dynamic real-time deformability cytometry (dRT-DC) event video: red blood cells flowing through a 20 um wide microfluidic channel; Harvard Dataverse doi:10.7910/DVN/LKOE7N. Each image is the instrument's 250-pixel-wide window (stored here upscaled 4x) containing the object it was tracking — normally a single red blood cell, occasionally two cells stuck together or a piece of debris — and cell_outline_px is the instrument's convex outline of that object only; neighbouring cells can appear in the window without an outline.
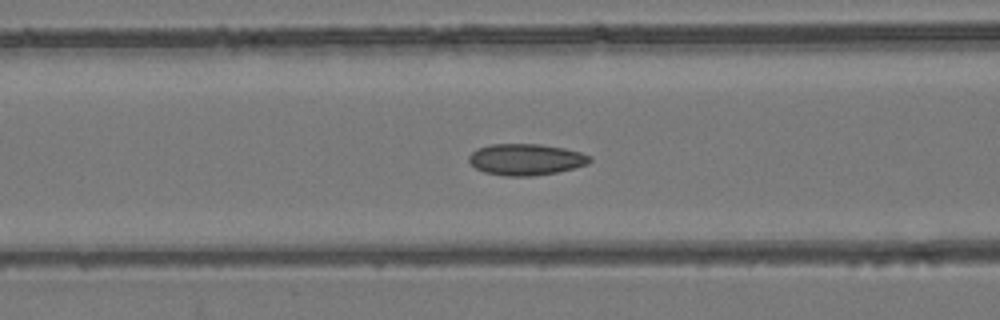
{"species": "common noctule bat (a hibernating species)", "species_latin": "Nyctalus noctula", "temperature_condition": "room temperature", "stored_images_in_passage": 36, "camera_frame_rate_fps": 3000, "um_per_image_px": 0.085, "animal": {"sex": "female", "body_mass_g": 24.6, "forearm_length_mm": 56.2}, "frame": {"image": 1, "passage_image": 7, "time_ms": 2.0, "image_size_px": [1000, 320], "cell_outline_px": [[592, 160], [588, 164], [556, 172], [532, 176], [504, 176], [484, 172], [476, 168], [468, 160], [468, 156], [476, 148], [492, 144], [540, 144], [564, 148], [580, 152], [592, 156]], "centroid_in_image_um": [44.69, 13.55], "position_along_channel_um": 121.9, "area_um2": 22.14}}
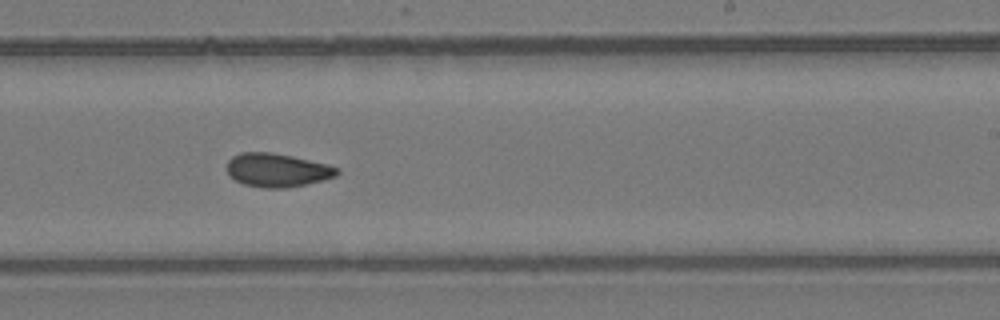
{"frame": {"image": 2, "passage_image": 18, "time_ms": 5.667, "image_size_px": [1000, 320], "cell_outline_px": [[340, 172], [336, 176], [324, 180], [308, 184], [288, 188], [264, 188], [244, 184], [236, 180], [228, 172], [228, 160], [232, 156], [240, 152], [272, 152], [292, 156], [328, 164], [340, 168]], "centroid_in_image_um": [23.61, 14.46], "position_along_channel_um": 265.4, "area_um2": 21.68}}
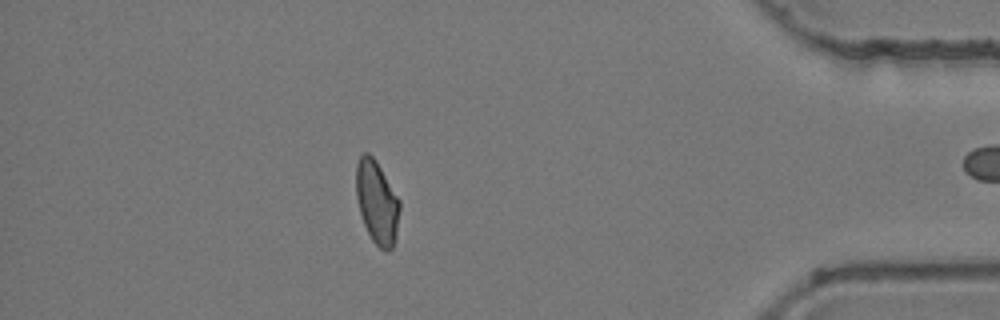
{"frame": {"image": 3, "passage_image": 32, "time_ms": 10.333, "image_size_px": [1000, 320], "cell_outline_px": [[400, 208], [396, 236], [392, 248], [388, 252], [380, 248], [372, 240], [364, 224], [360, 212], [356, 196], [356, 164], [360, 156], [364, 152], [368, 152], [376, 160], [400, 200]], "centroid_in_image_um": [32.04, 17.18], "position_along_channel_um": 403.2, "area_um2": 21.1}, "authors_computed_cell_mechanics": {"area_um2": 21.1548, "velocity_mm_per_s": 3.9207, "shape_relaxation_time_tau1_ms": null, "shape_relaxation_time_tau2_ms": 3.4781, "deformation_change_tau1": null, "deformation_change_tau2": 0.0749}}